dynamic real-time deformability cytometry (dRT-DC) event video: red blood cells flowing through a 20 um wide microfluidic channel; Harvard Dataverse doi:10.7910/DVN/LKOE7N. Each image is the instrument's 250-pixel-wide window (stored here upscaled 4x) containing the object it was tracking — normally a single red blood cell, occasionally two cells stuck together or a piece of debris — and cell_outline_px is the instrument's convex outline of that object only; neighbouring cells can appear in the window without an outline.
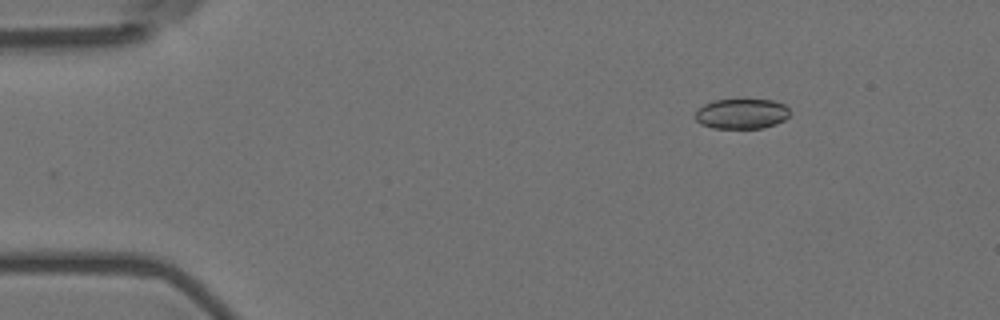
{"species": "Egyptian fruit bat (a non-hibernating species)", "species_latin": "Rousettus aegyptiacus", "temperature_condition": "room temperature", "stored_images_in_passage": 19, "camera_frame_rate_fps": 3000, "um_per_image_px": 0.085, "animal": {"sex": "female"}, "frame": {"image": 1, "passage_image": 2, "time_ms": 0.333, "image_size_px": [1000, 320], "cell_outline_px": [[792, 112], [784, 120], [776, 124], [764, 128], [712, 128], [700, 124], [696, 120], [696, 108], [712, 100], [772, 100], [784, 104]], "centroid_in_image_um": [63.03, 9.67], "position_along_channel_um": 22.0, "area_um2": 16.76}}
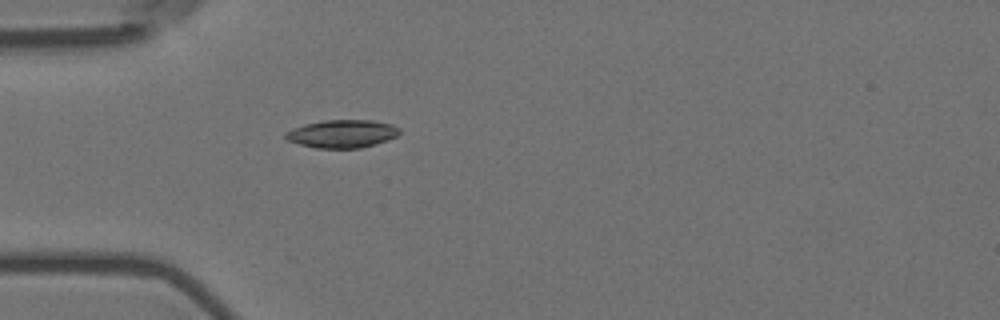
{"frame": {"image": 2, "passage_image": 11, "time_ms": 3.333, "image_size_px": [1000, 320], "cell_outline_px": [[400, 132], [396, 136], [388, 140], [376, 144], [360, 148], [316, 148], [300, 144], [288, 140], [284, 136], [284, 132], [292, 128], [304, 124], [324, 120], [372, 120], [392, 124], [400, 128]], "centroid_in_image_um": [29.08, 11.36], "position_along_channel_um": 55.9, "area_um2": 18.67}}
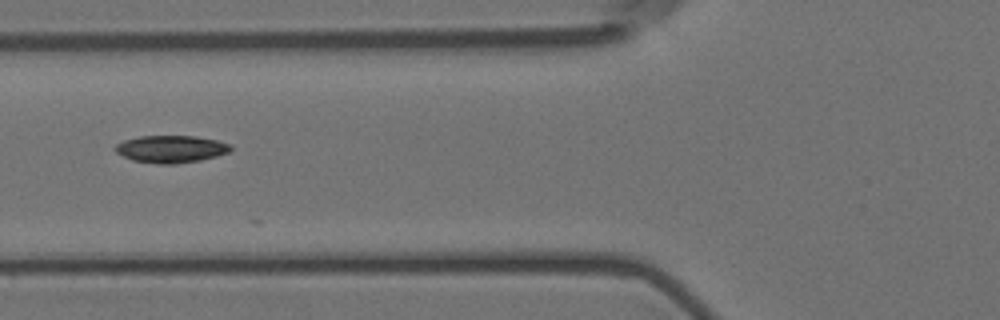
{"frame": {"image": 3, "passage_image": 16, "time_ms": 5.0, "image_size_px": [1000, 320], "cell_outline_px": [[232, 148], [228, 152], [216, 156], [200, 160], [176, 164], [156, 164], [132, 160], [116, 152], [112, 148], [116, 144], [124, 140], [140, 136], [196, 136], [216, 140], [232, 144]], "centroid_in_image_um": [14.52, 12.67], "position_along_channel_um": 111.3, "area_um2": 18.44}}